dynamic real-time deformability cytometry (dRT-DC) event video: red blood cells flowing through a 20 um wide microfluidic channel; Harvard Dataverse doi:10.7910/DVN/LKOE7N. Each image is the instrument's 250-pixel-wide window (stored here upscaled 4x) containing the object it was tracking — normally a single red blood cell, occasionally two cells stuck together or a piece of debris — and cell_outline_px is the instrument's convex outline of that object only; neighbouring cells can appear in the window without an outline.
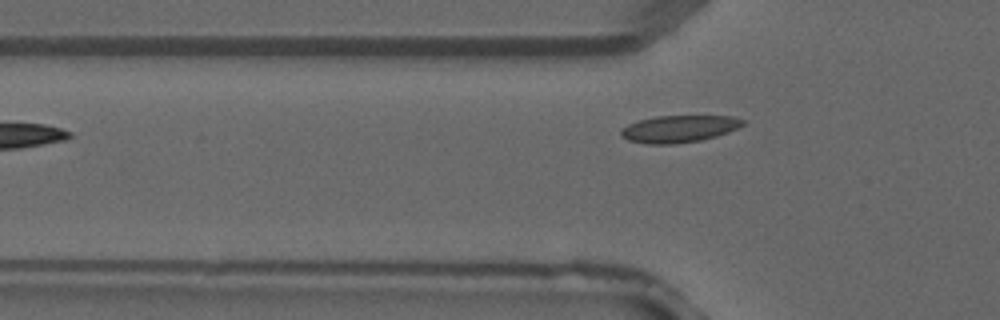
{"species": "common noctule bat (a hibernating species)", "species_latin": "Nyctalus noctula", "temperature_condition": "warm", "stored_images_in_passage": 5, "camera_frame_rate_fps": 3000, "um_per_image_px": 0.085, "animal": {"sex": "male", "forearm_length_mm": 52.5}, "frame": {"image": 1, "passage_image": 2, "time_ms": 0.333, "image_size_px": [1000, 320], "cell_outline_px": [[744, 124], [728, 132], [716, 136], [700, 140], [676, 144], [648, 144], [628, 140], [620, 136], [620, 128], [628, 124], [640, 120], [656, 116], [732, 116], [744, 120]], "centroid_in_image_um": [57.67, 10.95], "position_along_channel_um": 68.1, "area_um2": 19.19}}